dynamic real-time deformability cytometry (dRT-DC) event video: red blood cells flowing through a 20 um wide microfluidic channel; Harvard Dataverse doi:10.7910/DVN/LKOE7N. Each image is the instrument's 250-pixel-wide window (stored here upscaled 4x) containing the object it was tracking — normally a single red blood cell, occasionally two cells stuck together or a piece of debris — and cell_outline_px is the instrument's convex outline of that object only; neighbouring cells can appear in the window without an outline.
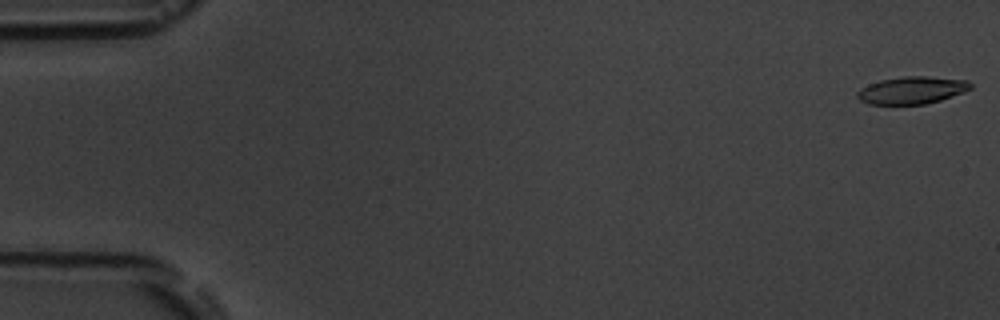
{"species": "common noctule bat (a hibernating species)", "species_latin": "Nyctalus noctula", "temperature_condition": "room temperature", "stored_images_in_passage": 7, "camera_frame_rate_fps": 3000, "um_per_image_px": 0.085, "animal": {"sex": "male", "body_mass_g": 19.5, "forearm_length_mm": 54.6}, "frame": {"image": 1, "passage_image": 1, "time_ms": 0.0, "image_size_px": [1000, 320], "cell_outline_px": [[972, 88], [964, 92], [940, 100], [924, 104], [868, 104], [860, 100], [856, 96], [856, 92], [860, 88], [868, 84], [880, 80], [904, 76], [928, 76], [968, 80], [972, 84]], "centroid_in_image_um": [77.5, 7.66], "position_along_channel_um": 7.5, "area_um2": 18.15}}
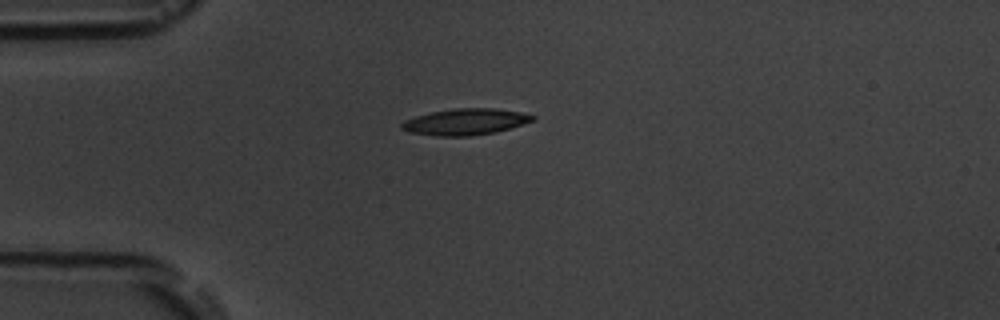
{"frame": {"image": 2, "passage_image": 5, "time_ms": 4.667, "image_size_px": [1000, 320], "cell_outline_px": [[536, 120], [496, 132], [468, 136], [440, 136], [408, 132], [400, 128], [400, 124], [404, 120], [416, 116], [432, 112], [456, 108], [496, 108], [520, 112], [536, 116]], "centroid_in_image_um": [39.56, 10.35], "position_along_channel_um": 45.4, "area_um2": 20.06}}
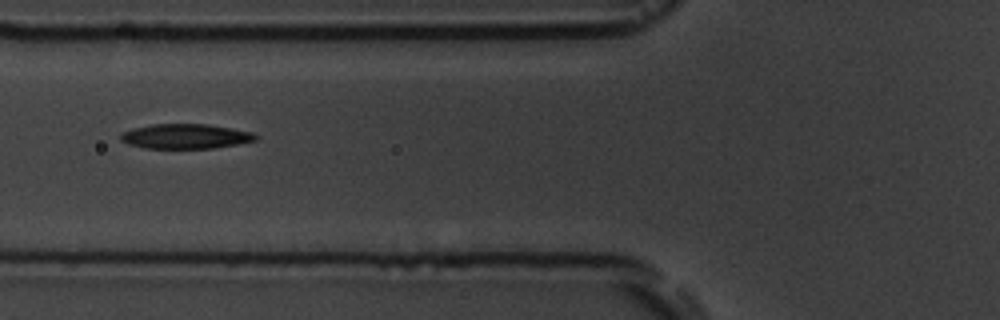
{"frame": {"image": 3, "passage_image": 7, "time_ms": 7.0, "image_size_px": [1000, 320], "cell_outline_px": [[260, 136], [256, 140], [236, 144], [212, 148], [144, 148], [128, 144], [120, 140], [120, 136], [124, 132], [132, 128], [152, 124], [208, 124], [232, 128], [252, 132]], "centroid_in_image_um": [15.77, 11.58], "position_along_channel_um": 110.0, "area_um2": 19.48}}